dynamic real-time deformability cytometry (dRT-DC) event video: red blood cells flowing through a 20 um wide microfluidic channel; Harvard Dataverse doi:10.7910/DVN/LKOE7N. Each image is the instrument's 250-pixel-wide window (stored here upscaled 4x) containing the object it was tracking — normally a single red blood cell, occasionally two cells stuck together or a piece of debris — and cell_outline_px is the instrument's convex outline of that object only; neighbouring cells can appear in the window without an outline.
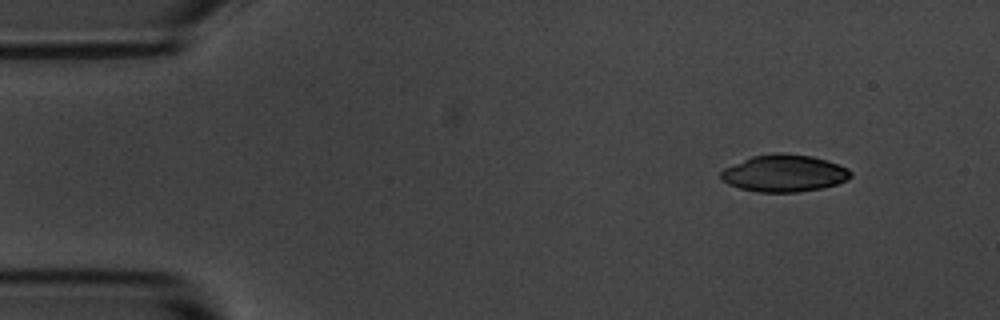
{"species": "common noctule bat (a hibernating species)", "species_latin": "Nyctalus noctula", "temperature_condition": "room temperature", "stored_images_in_passage": 50, "camera_frame_rate_fps": 3000, "um_per_image_px": 0.085, "animal": {"sex": "male", "body_mass_g": 20.1, "forearm_length_mm": 53.5}, "frame": {"image": 1, "passage_image": 1, "time_ms": 0.0, "image_size_px": [1000, 320], "cell_outline_px": [[852, 176], [848, 180], [836, 184], [820, 188], [796, 192], [756, 192], [740, 188], [728, 184], [720, 176], [720, 172], [724, 168], [752, 156], [772, 152], [784, 152], [812, 156], [828, 160], [840, 164], [848, 168], [852, 172]], "centroid_in_image_um": [66.68, 14.71], "position_along_channel_um": 18.3, "area_um2": 28.26}}
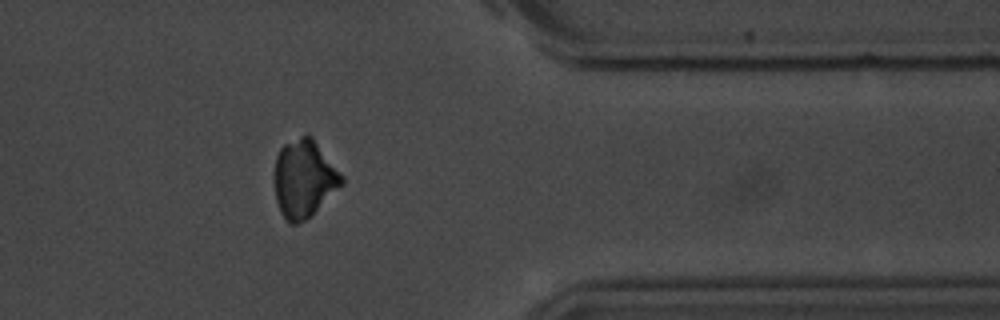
{"frame": {"image": 2, "passage_image": 40, "time_ms": 13.0, "image_size_px": [1000, 320], "cell_outline_px": [[344, 184], [312, 216], [296, 224], [288, 224], [280, 212], [276, 200], [276, 156], [280, 148], [284, 144], [300, 136], [312, 136], [344, 176]], "centroid_in_image_um": [25.88, 15.22], "position_along_channel_um": 385.5, "area_um2": 30.52}}
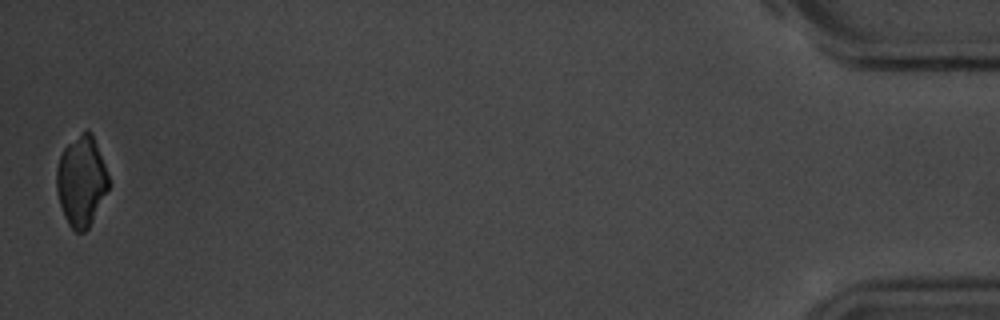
{"frame": {"image": 3, "passage_image": 50, "time_ms": 16.333, "image_size_px": [1000, 320], "cell_outline_px": [[108, 188], [88, 228], [84, 232], [76, 232], [68, 224], [64, 216], [60, 204], [56, 188], [56, 168], [60, 156], [64, 148], [84, 128], [88, 128], [92, 132], [104, 164], [108, 176]], "centroid_in_image_um": [6.89, 15.35], "position_along_channel_um": 428.3, "area_um2": 27.17}}